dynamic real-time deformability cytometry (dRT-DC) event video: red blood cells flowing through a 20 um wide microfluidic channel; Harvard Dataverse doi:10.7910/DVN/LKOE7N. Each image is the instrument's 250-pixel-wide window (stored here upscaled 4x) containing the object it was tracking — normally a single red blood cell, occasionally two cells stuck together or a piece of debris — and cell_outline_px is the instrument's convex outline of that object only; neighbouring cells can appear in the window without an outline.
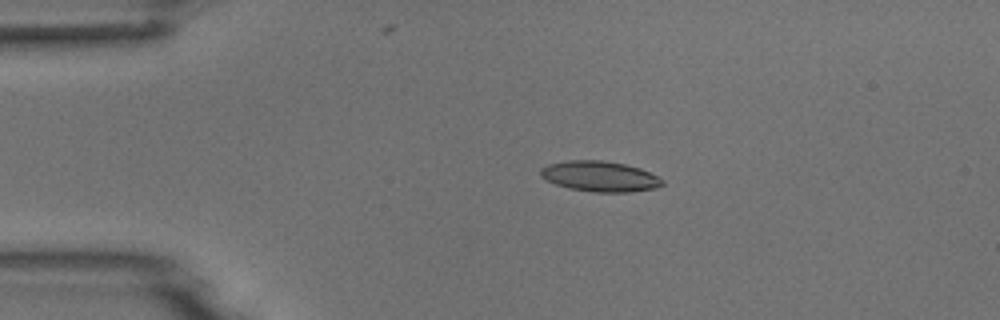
{"species": "common noctule bat (a hibernating species)", "species_latin": "Nyctalus noctula", "temperature_condition": "room temperature", "stored_images_in_passage": 3, "camera_frame_rate_fps": 3000, "um_per_image_px": 0.085, "animal": {"sex": "male", "body_mass_g": 18.8}, "frame": {"image": 1, "passage_image": 2, "time_ms": 1.333, "image_size_px": [1000, 320], "cell_outline_px": [[664, 184], [656, 188], [628, 192], [596, 192], [568, 188], [556, 184], [540, 176], [540, 168], [548, 164], [568, 160], [604, 160], [624, 164], [640, 168], [664, 180]], "centroid_in_image_um": [50.98, 14.98], "position_along_channel_um": 34.0, "area_um2": 21.56}}